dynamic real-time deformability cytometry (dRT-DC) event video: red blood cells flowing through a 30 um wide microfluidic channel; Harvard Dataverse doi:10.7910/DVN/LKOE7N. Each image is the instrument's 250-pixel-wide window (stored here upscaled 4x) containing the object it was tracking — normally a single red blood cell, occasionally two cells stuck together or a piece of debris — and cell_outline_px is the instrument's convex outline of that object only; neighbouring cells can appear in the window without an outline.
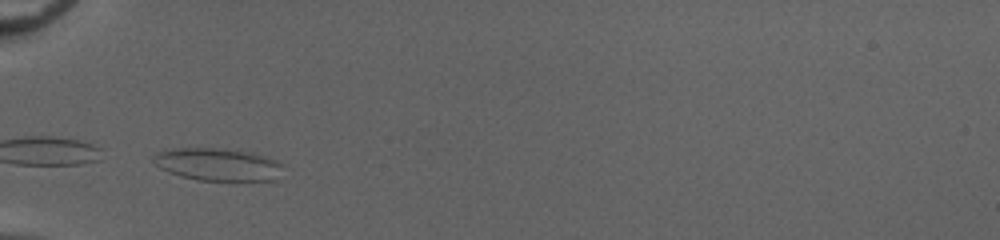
{"species": "common noctule bat (a hibernating species)", "species_latin": "Nyctalus noctula", "temperature_condition": "cold", "stored_images_in_passage": 31, "camera_frame_rate_fps": 3000, "um_per_image_px": 0.085, "animal": {"sex": "female", "body_mass_g": 20.0, "forearm_length_mm": 54.0}, "frame": {"image": 1, "passage_image": 1, "time_ms": 0.0, "image_size_px": [1000, 240], "cell_outline_px": [[280, 164], [276, 180], [196, 180], [180, 176], [168, 172], [160, 168], [152, 160], [156, 152], [172, 148], [212, 148], [252, 152], [268, 156], [276, 160]], "centroid_in_image_um": [18.45, 13.97], "position_along_channel_um": 66.5, "area_um2": 24.39}}
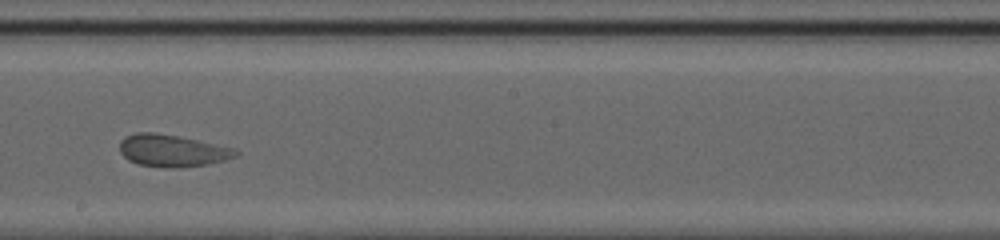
{"frame": {"image": 2, "passage_image": 14, "time_ms": 4.333, "image_size_px": [1000, 240], "cell_outline_px": [[240, 152], [236, 156], [224, 160], [208, 164], [172, 168], [168, 168], [140, 164], [128, 160], [120, 152], [120, 140], [124, 136], [136, 132], [152, 132], [180, 136], [236, 148]], "centroid_in_image_um": [14.64, 12.79], "position_along_channel_um": 233.6, "area_um2": 21.79}}
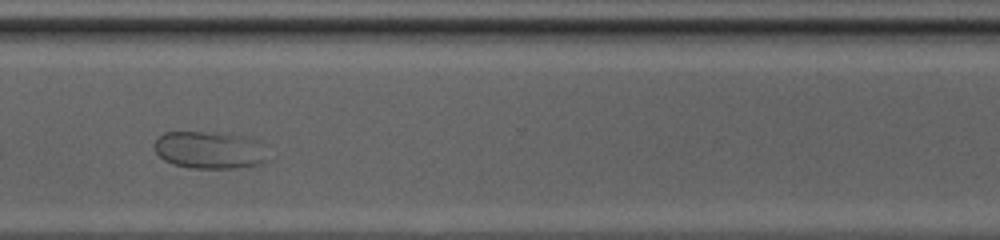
{"frame": {"image": 3, "passage_image": 23, "time_ms": 7.333, "image_size_px": [1000, 240], "cell_outline_px": [[268, 160], [260, 164], [236, 168], [192, 168], [172, 164], [164, 160], [156, 152], [156, 140], [164, 132], [216, 132], [244, 136], [260, 140]], "centroid_in_image_um": [17.85, 12.75], "position_along_channel_um": 352.8, "area_um2": 24.74}}